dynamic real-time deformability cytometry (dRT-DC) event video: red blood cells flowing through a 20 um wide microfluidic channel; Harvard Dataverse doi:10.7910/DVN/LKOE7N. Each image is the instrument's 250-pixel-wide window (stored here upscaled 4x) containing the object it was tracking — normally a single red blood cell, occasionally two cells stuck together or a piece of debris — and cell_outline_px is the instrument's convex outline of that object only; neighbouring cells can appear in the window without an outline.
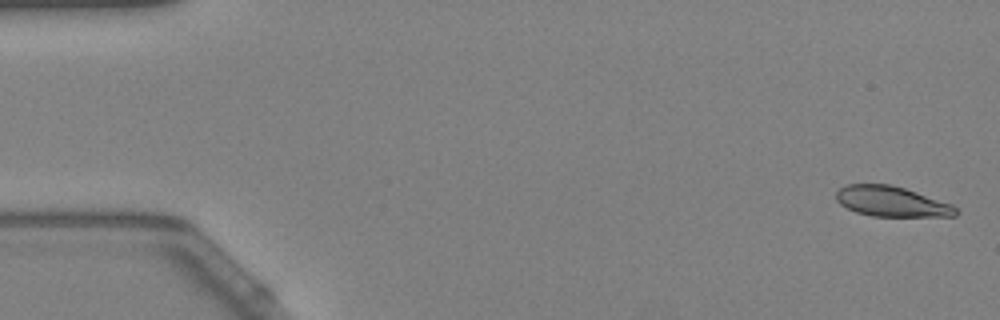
{"species": "Egyptian fruit bat (a non-hibernating species)", "species_latin": "Rousettus aegyptiacus", "temperature_condition": "warm", "stored_images_in_passage": 57, "camera_frame_rate_fps": 3000, "um_per_image_px": 0.085, "animal": {"sex": "female"}, "frame": {"image": 1, "passage_image": 2, "time_ms": 0.333, "image_size_px": [1000, 320], "cell_outline_px": [[960, 212], [956, 216], [872, 216], [856, 212], [840, 204], [836, 200], [836, 192], [840, 188], [848, 184], [888, 184], [904, 188], [952, 204]], "centroid_in_image_um": [75.79, 17.13], "position_along_channel_um": 9.2, "area_um2": 20.98}}
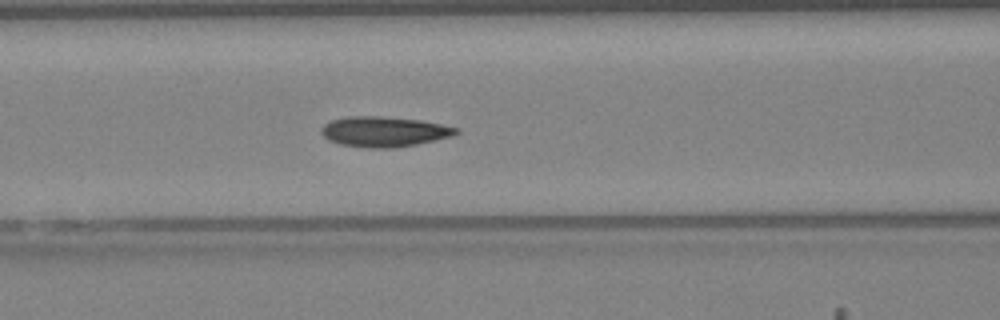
{"frame": {"image": 2, "passage_image": 24, "time_ms": 7.667, "image_size_px": [1000, 320], "cell_outline_px": [[460, 132], [452, 136], [436, 140], [416, 144], [392, 148], [368, 148], [340, 144], [328, 140], [320, 132], [320, 128], [324, 124], [332, 120], [348, 116], [380, 116], [420, 120], [460, 128]], "centroid_in_image_um": [32.64, 11.19], "position_along_channel_um": 134.0, "area_um2": 23.81}}
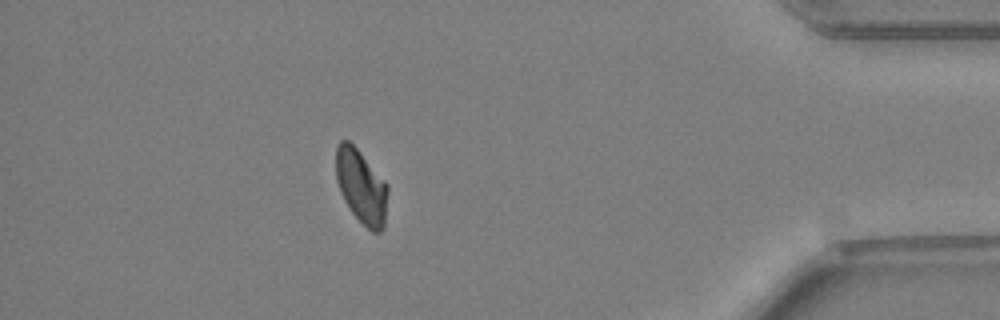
{"frame": {"image": 3, "passage_image": 50, "time_ms": 16.333, "image_size_px": [1000, 320], "cell_outline_px": [[388, 192], [384, 228], [380, 232], [372, 232], [352, 212], [344, 200], [340, 192], [336, 180], [336, 148], [340, 140], [348, 140], [356, 148], [388, 184]], "centroid_in_image_um": [30.71, 15.86], "position_along_channel_um": 404.5, "area_um2": 22.2}, "authors_computed_cell_mechanics": {"area_um2": 22.4842, "velocity_mm_per_s": 3.652, "shape_relaxation_time_tau1_ms": 6.162, "shape_relaxation_time_tau2_ms": 3.7423, "deformation_change_tau1": 0.1413, "deformation_change_tau2": 0.0731}}